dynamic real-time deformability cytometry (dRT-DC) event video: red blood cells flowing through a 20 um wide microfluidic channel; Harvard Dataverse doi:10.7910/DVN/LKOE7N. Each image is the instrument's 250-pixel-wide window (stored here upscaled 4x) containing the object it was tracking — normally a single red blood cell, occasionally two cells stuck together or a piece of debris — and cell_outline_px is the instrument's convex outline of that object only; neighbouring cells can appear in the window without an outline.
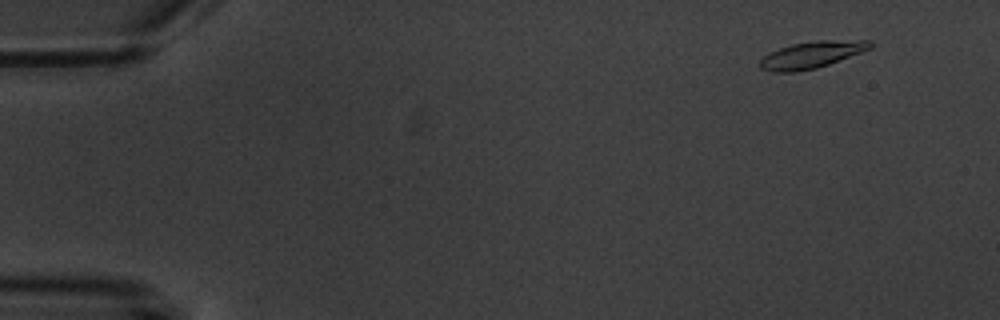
{"species": "common noctule bat (a hibernating species)", "species_latin": "Nyctalus noctula", "temperature_condition": "warm", "stored_images_in_passage": 5, "camera_frame_rate_fps": 3000, "um_per_image_px": 0.085, "animal": {"sex": "male", "body_mass_g": 20.1, "forearm_length_mm": 53.5}, "frame": {"image": 1, "passage_image": 1, "time_ms": 0.0, "image_size_px": [1000, 320], "cell_outline_px": [[872, 48], [828, 64], [816, 68], [796, 72], [772, 72], [760, 68], [760, 60], [768, 52], [792, 44], [820, 40], [872, 40]], "centroid_in_image_um": [68.98, 4.65], "position_along_channel_um": 16.0, "area_um2": 17.11}}
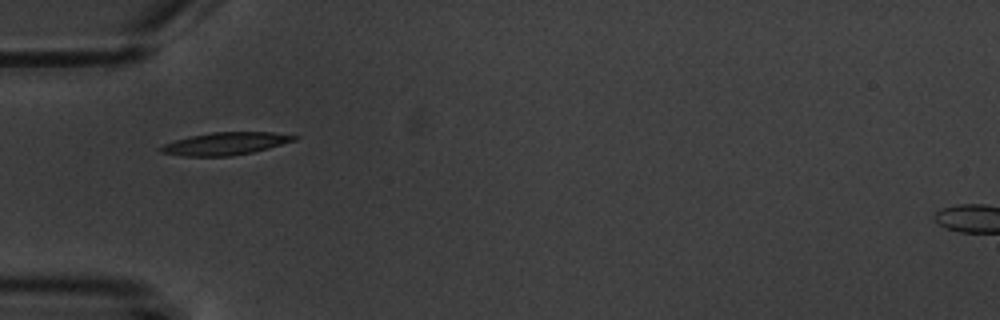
{"frame": {"image": 2, "passage_image": 4, "time_ms": 4.667, "image_size_px": [1000, 320], "cell_outline_px": [[300, 136], [296, 140], [268, 148], [252, 152], [232, 156], [184, 156], [160, 152], [156, 148], [164, 144], [176, 140], [192, 136], [212, 132], [272, 132]], "centroid_in_image_um": [19.16, 12.21], "position_along_channel_um": 65.8, "area_um2": 17.46}}